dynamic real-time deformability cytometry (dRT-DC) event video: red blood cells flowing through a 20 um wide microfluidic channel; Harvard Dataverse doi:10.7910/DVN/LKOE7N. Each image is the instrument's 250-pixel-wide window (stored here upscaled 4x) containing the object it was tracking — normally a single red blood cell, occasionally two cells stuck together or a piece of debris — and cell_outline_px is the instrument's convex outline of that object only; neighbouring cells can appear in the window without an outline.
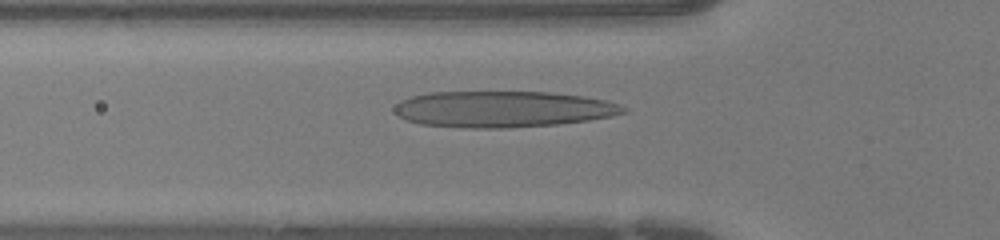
{"species": "human", "species_latin": "Homo sapiens", "temperature_condition": "warm", "stored_images_in_passage": 34, "camera_frame_rate_fps": 3000, "um_per_image_px": 0.085, "donor": {"sex": "female"}, "frame": {"image": 1, "passage_image": 8, "time_ms": 2.333, "image_size_px": [1000, 240], "cell_outline_px": [[628, 112], [612, 116], [588, 120], [556, 124], [508, 128], [472, 128], [420, 124], [408, 120], [400, 116], [396, 112], [396, 104], [400, 100], [412, 96], [428, 92], [548, 92], [584, 96], [604, 100], [628, 108]], "centroid_in_image_um": [42.76, 9.27], "position_along_channel_um": 83.0, "area_um2": 48.15}}
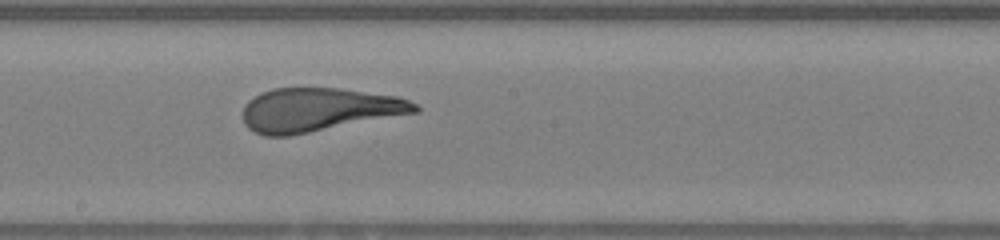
{"frame": {"image": 2, "passage_image": 17, "time_ms": 5.333, "image_size_px": [1000, 240], "cell_outline_px": [[420, 112], [288, 136], [264, 136], [248, 128], [244, 124], [244, 104], [248, 100], [260, 92], [272, 88], [340, 88], [396, 96], [408, 100], [416, 104], [420, 108]], "centroid_in_image_um": [27.08, 9.32], "position_along_channel_um": 221.1, "area_um2": 43.75}}
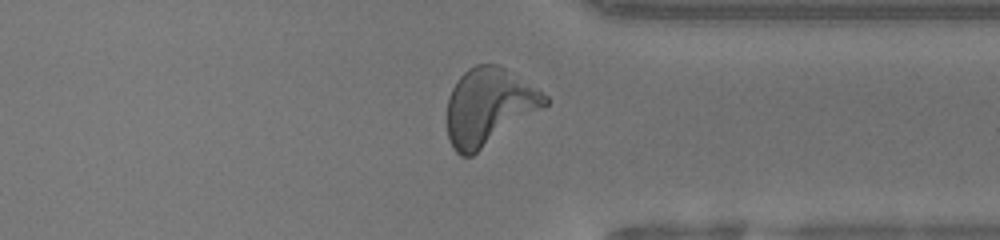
{"frame": {"image": 3, "passage_image": 27, "time_ms": 8.667, "image_size_px": [1000, 240], "cell_outline_px": [[548, 104], [472, 156], [460, 156], [456, 152], [448, 140], [448, 96], [456, 80], [468, 68], [476, 64], [500, 64], [548, 96]], "centroid_in_image_um": [41.53, 9.05], "position_along_channel_um": 369.9, "area_um2": 43.64}}